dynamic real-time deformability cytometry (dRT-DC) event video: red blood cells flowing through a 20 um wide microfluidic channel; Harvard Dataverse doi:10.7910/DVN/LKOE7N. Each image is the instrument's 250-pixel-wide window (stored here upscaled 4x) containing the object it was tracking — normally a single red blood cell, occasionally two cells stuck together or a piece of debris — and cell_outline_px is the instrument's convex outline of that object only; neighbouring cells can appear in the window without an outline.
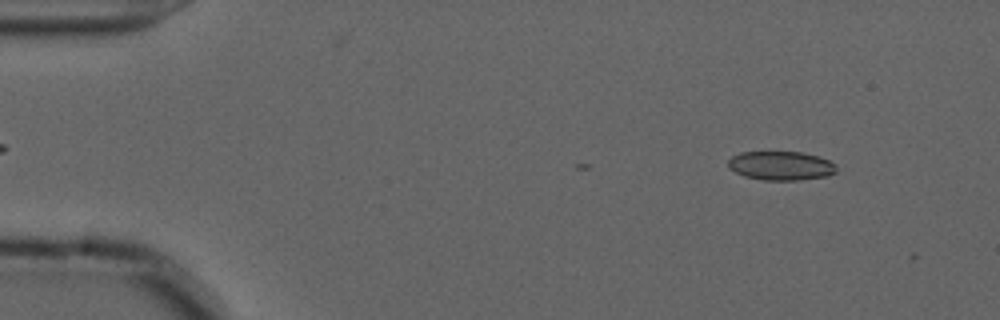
{"species": "common noctule bat (a hibernating species)", "species_latin": "Nyctalus noctula", "temperature_condition": "cold", "stored_images_in_passage": 7, "camera_frame_rate_fps": 3000, "um_per_image_px": 0.085, "animal": {"sex": "male", "forearm_length_mm": 52.5}, "frame": {"image": 1, "passage_image": 6, "time_ms": 1.667, "image_size_px": [1000, 320], "cell_outline_px": [[836, 172], [828, 176], [796, 180], [764, 180], [744, 176], [728, 168], [728, 160], [732, 156], [740, 152], [800, 152], [816, 156], [828, 160], [836, 164]], "centroid_in_image_um": [66.36, 14.09], "position_along_channel_um": 18.6, "area_um2": 18.21}}